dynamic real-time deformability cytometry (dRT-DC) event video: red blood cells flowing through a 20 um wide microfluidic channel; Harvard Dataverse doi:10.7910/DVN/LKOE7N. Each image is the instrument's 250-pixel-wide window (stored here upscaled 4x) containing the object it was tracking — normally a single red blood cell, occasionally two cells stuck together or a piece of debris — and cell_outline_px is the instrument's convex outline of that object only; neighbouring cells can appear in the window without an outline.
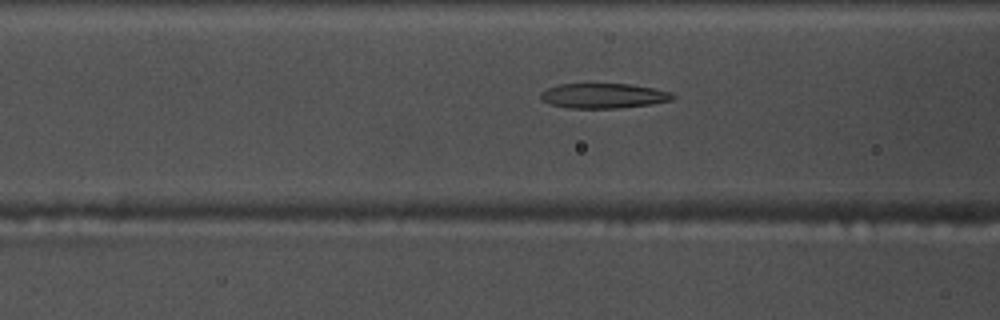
{"species": "common noctule bat (a hibernating species)", "species_latin": "Nyctalus noctula", "temperature_condition": "warm", "stored_images_in_passage": 37, "camera_frame_rate_fps": 3000, "um_per_image_px": 0.085, "animal": {"sex": "male", "body_mass_g": 17.5, "forearm_length_mm": 52.3}, "frame": {"image": 1, "passage_image": 4, "time_ms": 1.0, "image_size_px": [1000, 320], "cell_outline_px": [[676, 96], [672, 100], [652, 104], [616, 108], [568, 108], [552, 104], [544, 100], [540, 96], [540, 92], [556, 84], [628, 84], [652, 88], [668, 92]], "centroid_in_image_um": [51.28, 8.14], "position_along_channel_um": 115.3, "area_um2": 18.96}}
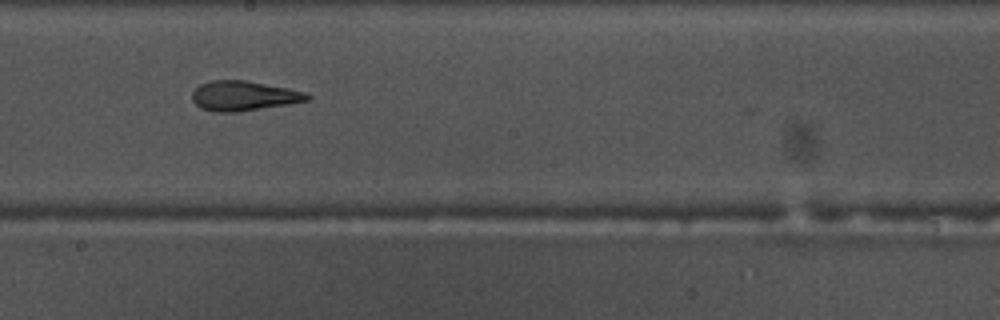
{"frame": {"image": 2, "passage_image": 13, "time_ms": 4.0, "image_size_px": [1000, 320], "cell_outline_px": [[312, 96], [308, 100], [288, 104], [236, 112], [212, 112], [200, 108], [192, 100], [192, 92], [200, 84], [212, 80], [244, 80], [288, 88], [304, 92]], "centroid_in_image_um": [20.68, 8.15], "position_along_channel_um": 227.5, "area_um2": 19.88}}
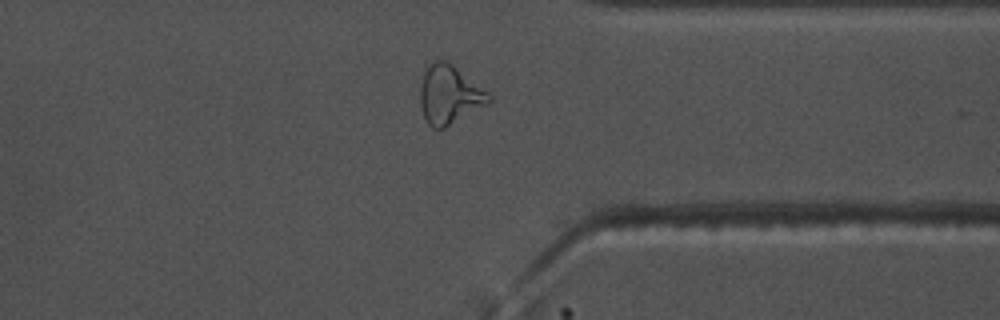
{"frame": {"image": 3, "passage_image": 25, "time_ms": 8.0, "image_size_px": [1000, 320], "cell_outline_px": [[492, 100], [488, 104], [444, 128], [432, 128], [428, 124], [420, 108], [420, 88], [424, 72], [428, 64], [432, 60], [448, 60], [492, 96]], "centroid_in_image_um": [38.18, 8.04], "position_along_channel_um": 373.2, "area_um2": 23.47}}